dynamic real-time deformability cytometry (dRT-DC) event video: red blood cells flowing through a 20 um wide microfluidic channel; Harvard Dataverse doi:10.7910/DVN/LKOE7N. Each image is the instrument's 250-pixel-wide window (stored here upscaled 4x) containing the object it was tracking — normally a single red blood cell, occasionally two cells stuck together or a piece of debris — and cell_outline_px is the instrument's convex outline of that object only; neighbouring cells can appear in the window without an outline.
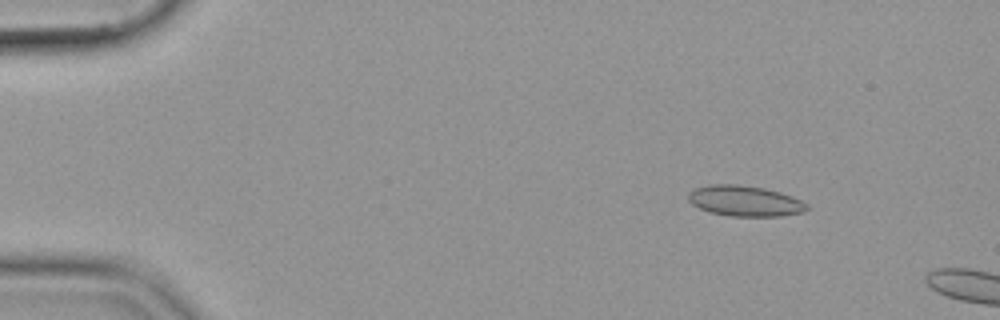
{"species": "common noctule bat (a hibernating species)", "species_latin": "Nyctalus noctula", "temperature_condition": "cold", "stored_images_in_passage": 16, "camera_frame_rate_fps": 3000, "um_per_image_px": 0.085, "animal": {"sex": "female", "body_mass_g": 19.9}, "frame": {"image": 1, "passage_image": 7, "time_ms": 2.0, "image_size_px": [1000, 320], "cell_outline_px": [[808, 208], [804, 212], [780, 216], [728, 216], [708, 212], [692, 204], [688, 200], [688, 192], [696, 188], [708, 184], [736, 184], [764, 188], [780, 192], [792, 196], [808, 204]], "centroid_in_image_um": [63.3, 17.08], "position_along_channel_um": 21.7, "area_um2": 21.27}}